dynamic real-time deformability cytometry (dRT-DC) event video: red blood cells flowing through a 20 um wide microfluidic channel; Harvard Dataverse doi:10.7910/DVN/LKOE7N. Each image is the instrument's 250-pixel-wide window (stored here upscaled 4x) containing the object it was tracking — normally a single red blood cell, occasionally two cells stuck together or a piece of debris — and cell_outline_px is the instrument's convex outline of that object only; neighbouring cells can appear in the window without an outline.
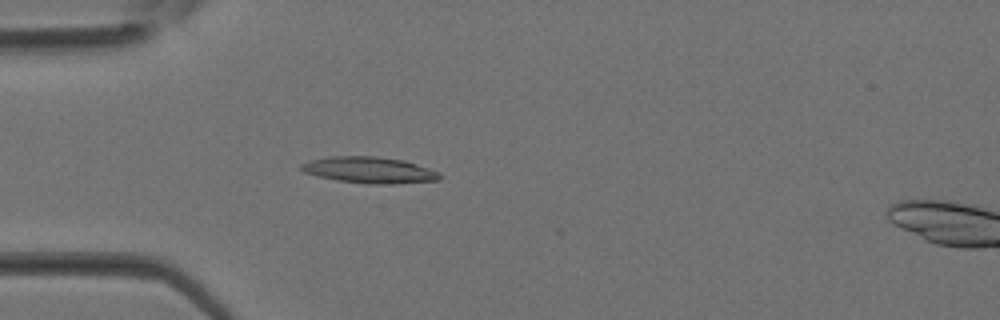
{"species": "Egyptian fruit bat (a non-hibernating species)", "species_latin": "Rousettus aegyptiacus", "temperature_condition": "room temperature", "stored_images_in_passage": 26, "camera_frame_rate_fps": 3000, "um_per_image_px": 0.085, "animal": {"sex": "female"}, "frame": {"image": 1, "passage_image": 1, "time_ms": 0.0, "image_size_px": [1000, 320], "cell_outline_px": [[440, 176], [432, 180], [344, 180], [324, 176], [312, 172], [312, 168], [320, 160], [356, 156], [396, 160], [412, 164], [432, 172]], "centroid_in_image_um": [31.54, 14.41], "position_along_channel_um": 53.5, "area_um2": 16.24}}
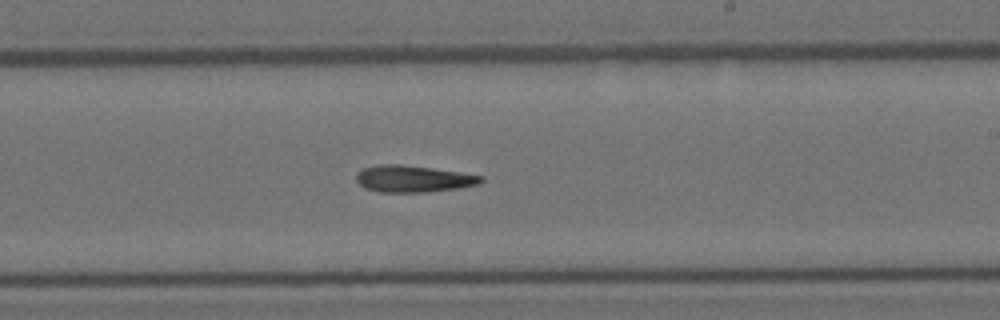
{"frame": {"image": 2, "passage_image": 12, "time_ms": 3.667, "image_size_px": [1000, 320], "cell_outline_px": [[480, 180], [472, 184], [448, 188], [368, 188], [360, 180], [360, 172], [368, 168], [424, 168], [480, 176]], "centroid_in_image_um": [35.23, 15.16], "position_along_channel_um": 253.8, "area_um2": 14.68}}
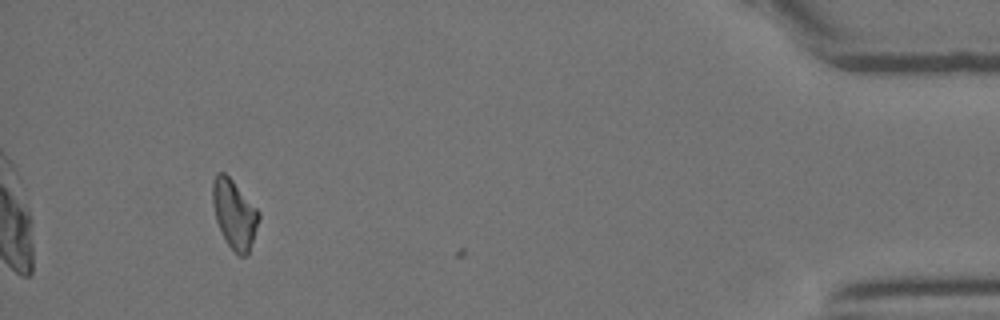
{"frame": {"image": 3, "passage_image": 24, "time_ms": 7.667, "image_size_px": [1000, 320], "cell_outline_px": [[256, 224], [248, 252], [236, 252], [232, 248], [224, 236], [216, 216], [216, 176], [220, 172], [228, 176], [256, 212]], "centroid_in_image_um": [19.92, 18.23], "position_along_channel_um": 415.3, "area_um2": 15.55}}